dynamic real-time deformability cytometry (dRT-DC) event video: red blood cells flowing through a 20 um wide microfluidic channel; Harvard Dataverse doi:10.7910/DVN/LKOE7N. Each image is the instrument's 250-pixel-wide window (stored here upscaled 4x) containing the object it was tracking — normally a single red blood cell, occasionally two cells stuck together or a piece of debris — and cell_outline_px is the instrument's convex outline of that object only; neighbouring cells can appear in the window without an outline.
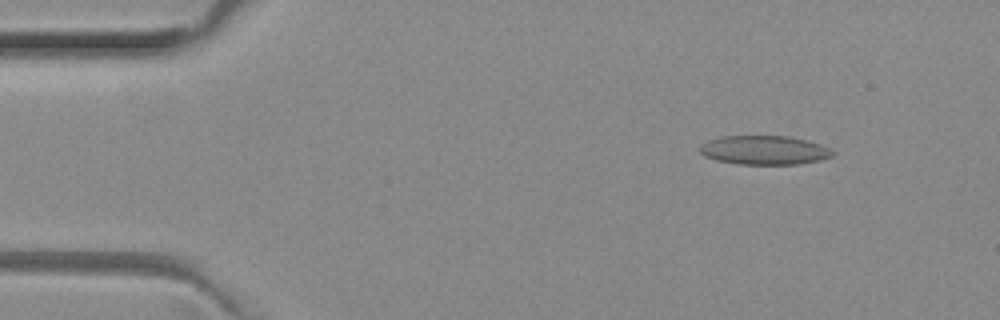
{"species": "common noctule bat (a hibernating species)", "species_latin": "Nyctalus noctula", "temperature_condition": "room temperature", "stored_images_in_passage": 51, "camera_frame_rate_fps": 3000, "um_per_image_px": 0.085, "animal": {"sex": "female", "body_mass_g": 29.2, "forearm_length_mm": 56.3}, "frame": {"image": 1, "passage_image": 6, "time_ms": 1.667, "image_size_px": [1000, 320], "cell_outline_px": [[836, 152], [832, 156], [820, 160], [800, 164], [736, 164], [716, 160], [704, 156], [700, 152], [700, 148], [708, 140], [724, 136], [788, 136], [820, 144]], "centroid_in_image_um": [64.97, 12.77], "position_along_channel_um": 20.0, "area_um2": 22.31}}
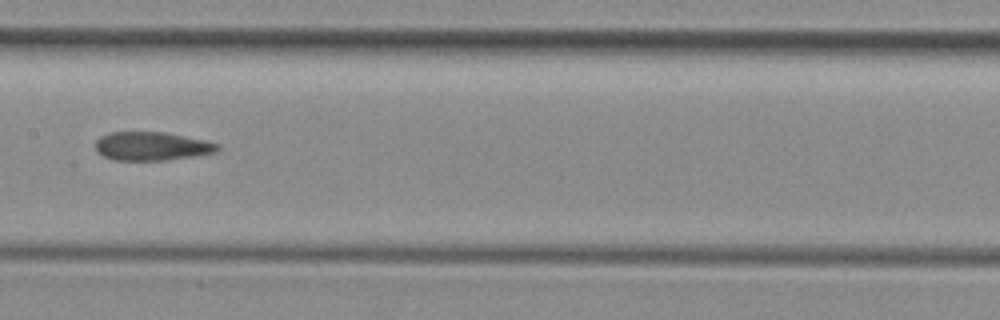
{"frame": {"image": 2, "passage_image": 25, "time_ms": 8.0, "image_size_px": [1000, 320], "cell_outline_px": [[220, 152], [164, 160], [112, 160], [96, 152], [96, 140], [100, 136], [108, 132], [164, 132], [204, 140], [220, 144]], "centroid_in_image_um": [12.9, 12.42], "position_along_channel_um": 194.5, "area_um2": 20.4}}
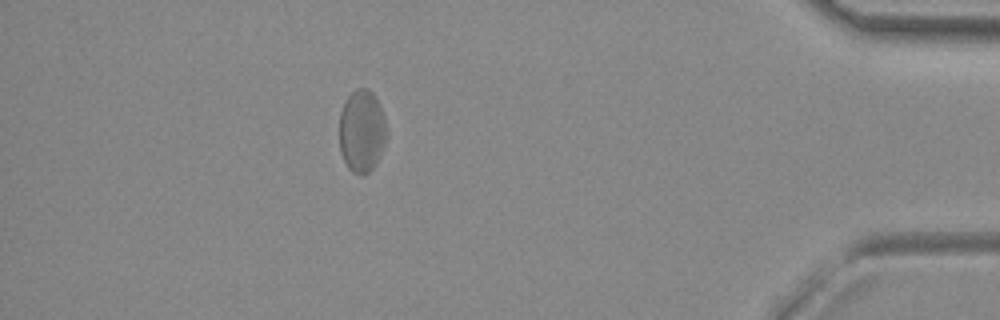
{"frame": {"image": 3, "passage_image": 45, "time_ms": 14.667, "image_size_px": [1000, 320], "cell_outline_px": [[384, 144], [376, 164], [364, 176], [360, 176], [352, 172], [348, 168], [340, 152], [340, 112], [344, 100], [356, 88], [368, 88], [372, 92], [384, 116]], "centroid_in_image_um": [30.71, 11.15], "position_along_channel_um": 404.5, "area_um2": 22.48}, "authors_computed_cell_mechanics": {"area_um2": 22.0796, "velocity_mm_per_s": 3.9537, "shape_relaxation_time_tau1_ms": null, "shape_relaxation_time_tau2_ms": 2.7008, "deformation_change_tau1": null, "deformation_change_tau2": 0.0996}}